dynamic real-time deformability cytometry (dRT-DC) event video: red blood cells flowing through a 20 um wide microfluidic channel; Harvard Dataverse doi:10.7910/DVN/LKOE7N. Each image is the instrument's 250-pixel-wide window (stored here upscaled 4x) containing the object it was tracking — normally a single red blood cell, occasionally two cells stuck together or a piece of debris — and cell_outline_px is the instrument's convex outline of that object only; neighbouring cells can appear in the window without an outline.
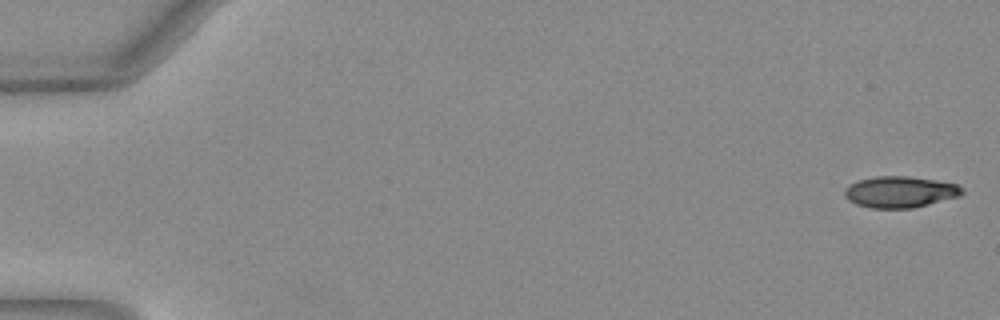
{"species": "Egyptian fruit bat (a non-hibernating species)", "species_latin": "Rousettus aegyptiacus", "temperature_condition": "warm", "stored_images_in_passage": 17, "camera_frame_rate_fps": 3000, "um_per_image_px": 0.085, "animal": {"sex": "female"}, "frame": {"image": 1, "passage_image": 1, "time_ms": 0.0, "image_size_px": [1000, 320], "cell_outline_px": [[964, 192], [960, 196], [912, 208], [872, 208], [856, 204], [848, 200], [844, 196], [844, 188], [848, 184], [860, 180], [876, 176], [908, 176], [936, 180], [956, 184], [964, 188]], "centroid_in_image_um": [76.49, 16.31], "position_along_channel_um": 8.5, "area_um2": 21.5}}
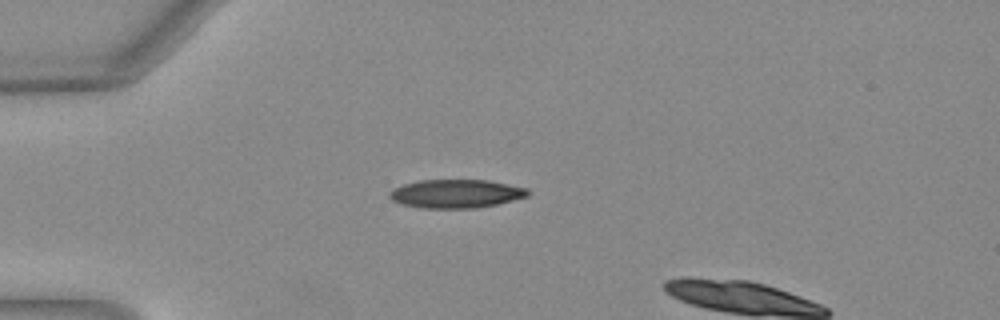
{"frame": {"image": 2, "passage_image": 14, "time_ms": 4.333, "image_size_px": [1000, 320], "cell_outline_px": [[532, 192], [528, 196], [496, 204], [476, 208], [424, 208], [404, 204], [392, 200], [388, 196], [388, 192], [392, 188], [404, 184], [420, 180], [488, 180], [528, 188]], "centroid_in_image_um": [38.77, 16.46], "position_along_channel_um": 46.2, "area_um2": 23.0}}